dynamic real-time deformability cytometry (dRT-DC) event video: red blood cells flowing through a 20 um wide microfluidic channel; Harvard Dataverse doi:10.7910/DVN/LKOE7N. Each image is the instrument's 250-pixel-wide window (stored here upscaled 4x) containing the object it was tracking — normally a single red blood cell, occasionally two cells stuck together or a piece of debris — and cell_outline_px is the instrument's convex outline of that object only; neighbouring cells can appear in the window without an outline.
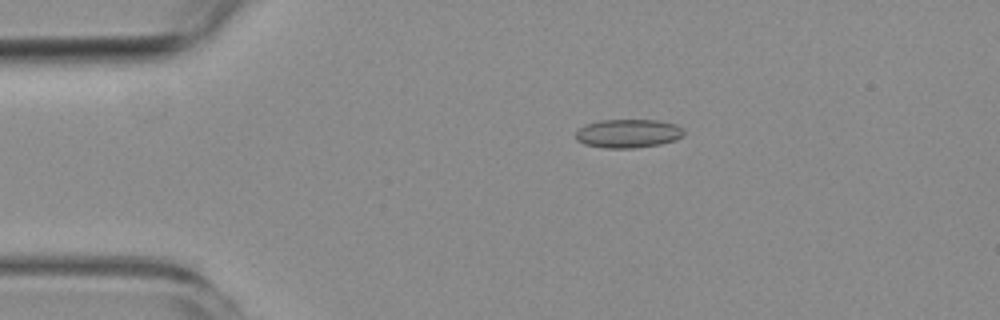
{"species": "common noctule bat (a hibernating species)", "species_latin": "Nyctalus noctula", "temperature_condition": "room temperature", "stored_images_in_passage": 5, "camera_frame_rate_fps": 3000, "um_per_image_px": 0.085, "animal": {"sex": "female", "body_mass_g": 19.3, "forearm_length_mm": 54.1}, "frame": {"image": 1, "passage_image": 3, "time_ms": 2.333, "image_size_px": [1000, 320], "cell_outline_px": [[684, 136], [676, 140], [660, 144], [632, 148], [604, 148], [584, 144], [576, 140], [576, 132], [584, 124], [600, 120], [656, 120], [676, 124], [684, 132]], "centroid_in_image_um": [53.37, 11.34], "position_along_channel_um": 31.6, "area_um2": 18.09}}
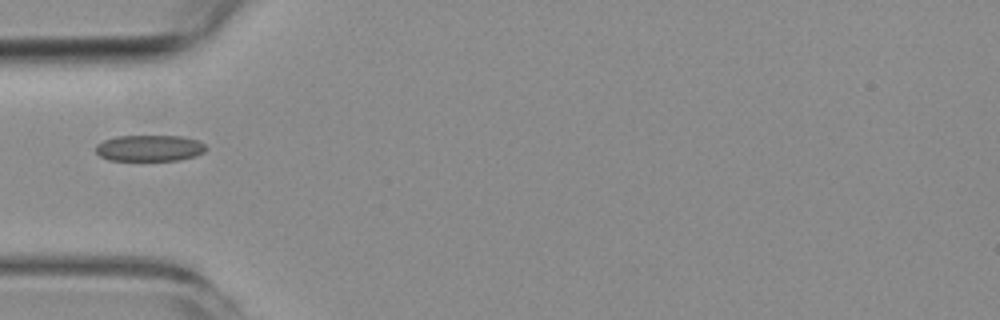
{"frame": {"image": 2, "passage_image": 5, "time_ms": 4.667, "image_size_px": [1000, 320], "cell_outline_px": [[208, 148], [204, 152], [196, 156], [176, 160], [108, 160], [100, 156], [96, 152], [96, 144], [104, 140], [116, 136], [180, 136], [200, 140]], "centroid_in_image_um": [12.73, 12.58], "position_along_channel_um": 72.3, "area_um2": 16.94}}